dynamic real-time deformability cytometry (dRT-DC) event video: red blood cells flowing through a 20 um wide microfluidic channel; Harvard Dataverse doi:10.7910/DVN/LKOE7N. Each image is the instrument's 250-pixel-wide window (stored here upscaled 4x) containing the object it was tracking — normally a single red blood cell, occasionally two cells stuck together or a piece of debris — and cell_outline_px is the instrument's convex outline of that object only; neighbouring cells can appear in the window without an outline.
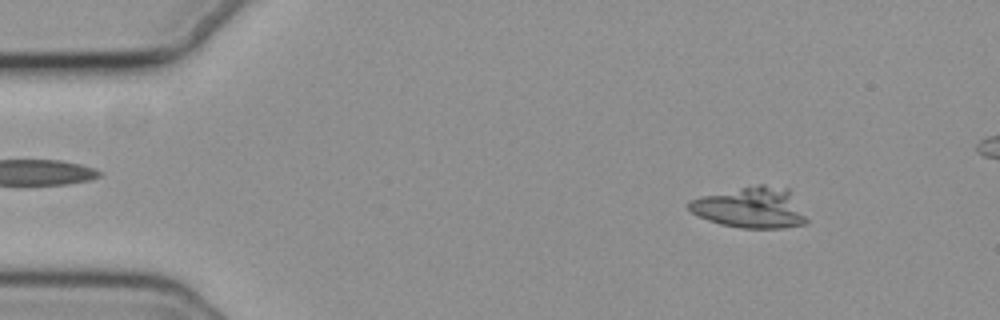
{"species": "common noctule bat (a hibernating species)", "species_latin": "Nyctalus noctula", "temperature_condition": "cold", "stored_images_in_passage": 58, "camera_frame_rate_fps": 3000, "um_per_image_px": 0.085, "animal": {"sex": "female", "body_mass_g": 19.3, "forearm_length_mm": 54.1}, "frame": {"image": 1, "passage_image": 7, "time_ms": 2.0, "image_size_px": [1000, 320], "cell_outline_px": [[808, 224], [784, 228], [740, 228], [720, 224], [708, 220], [692, 212], [688, 208], [688, 200], [700, 196], [760, 184], [764, 184], [788, 188], [808, 220]], "centroid_in_image_um": [63.82, 17.66], "position_along_channel_um": 21.2, "area_um2": 28.03}}
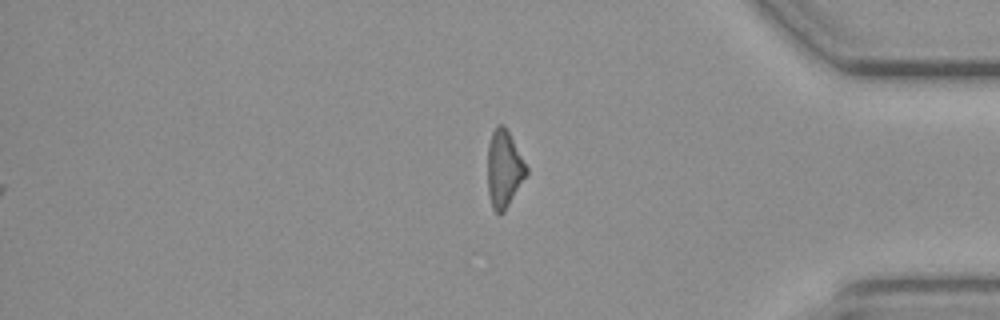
{"frame": {"image": 2, "passage_image": 58, "time_ms": 19.0, "image_size_px": [1000, 320], "cell_outline_px": [[528, 172], [504, 212], [500, 216], [496, 216], [492, 208], [488, 192], [488, 144], [492, 132], [496, 124], [504, 124], [528, 168]], "centroid_in_image_um": [42.82, 14.38], "position_along_channel_um": 392.4, "area_um2": 17.46}}